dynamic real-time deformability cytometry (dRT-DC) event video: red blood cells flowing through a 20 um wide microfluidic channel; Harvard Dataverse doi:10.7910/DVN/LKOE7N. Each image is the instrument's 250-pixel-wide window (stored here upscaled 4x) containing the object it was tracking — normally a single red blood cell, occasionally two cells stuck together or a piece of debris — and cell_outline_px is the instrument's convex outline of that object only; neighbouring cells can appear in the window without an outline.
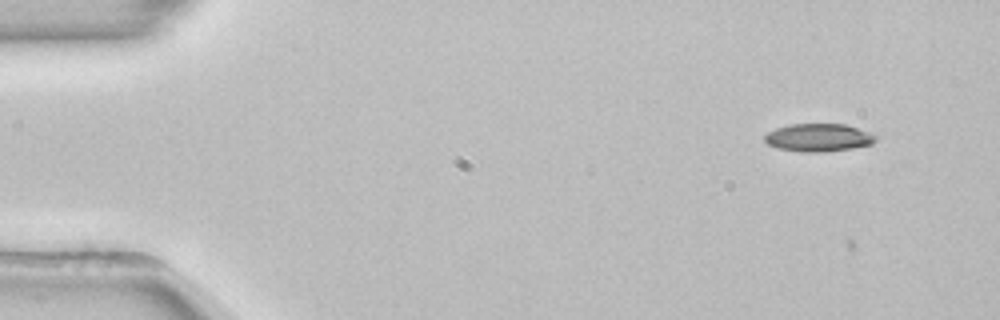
{"species": "common noctule bat (a hibernating species)", "species_latin": "Nyctalus noctula", "temperature_condition": "room temperature", "stored_images_in_passage": 2, "camera_frame_rate_fps": 3000, "um_per_image_px": 0.085, "animal": {"sex": "female", "body_mass_g": 22.7, "forearm_length_mm": 54.2}, "frame": {"image": 1, "passage_image": 1, "time_ms": 0.0, "image_size_px": [1000, 320], "cell_outline_px": [[876, 140], [872, 144], [852, 148], [824, 152], [804, 152], [776, 148], [768, 144], [764, 140], [764, 136], [768, 132], [776, 128], [788, 124], [844, 124], [856, 128], [876, 136]], "centroid_in_image_um": [69.52, 11.7], "position_along_channel_um": 15.5, "area_um2": 17.92}}